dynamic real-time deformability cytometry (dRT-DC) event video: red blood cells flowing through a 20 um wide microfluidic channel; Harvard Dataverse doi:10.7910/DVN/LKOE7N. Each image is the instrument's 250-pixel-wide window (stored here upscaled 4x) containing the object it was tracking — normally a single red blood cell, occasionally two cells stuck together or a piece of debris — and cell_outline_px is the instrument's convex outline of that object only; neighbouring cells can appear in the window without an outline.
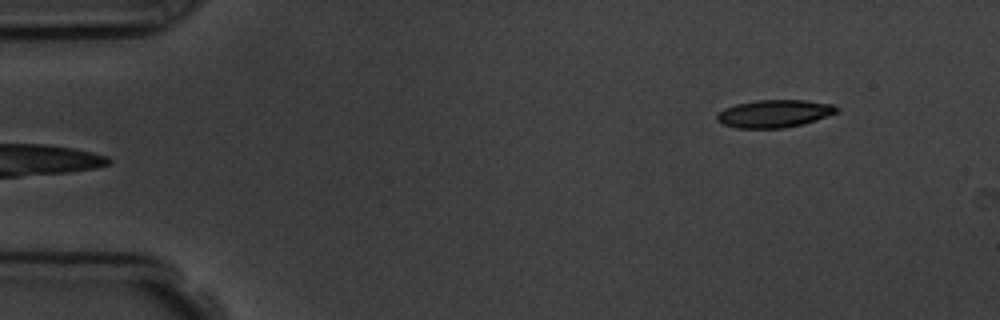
{"species": "common noctule bat (a hibernating species)", "species_latin": "Nyctalus noctula", "temperature_condition": "room temperature", "stored_images_in_passage": 6, "camera_frame_rate_fps": 3000, "um_per_image_px": 0.085, "animal": {"sex": "male", "body_mass_g": 19.5, "forearm_length_mm": 54.6}, "frame": {"image": 1, "passage_image": 6, "time_ms": 5.667, "image_size_px": [1000, 320], "cell_outline_px": [[840, 108], [836, 112], [816, 120], [804, 124], [784, 128], [736, 128], [724, 124], [716, 120], [716, 116], [724, 108], [736, 104], [756, 100], [804, 100], [832, 104]], "centroid_in_image_um": [65.81, 9.66], "position_along_channel_um": 19.2, "area_um2": 19.25}}